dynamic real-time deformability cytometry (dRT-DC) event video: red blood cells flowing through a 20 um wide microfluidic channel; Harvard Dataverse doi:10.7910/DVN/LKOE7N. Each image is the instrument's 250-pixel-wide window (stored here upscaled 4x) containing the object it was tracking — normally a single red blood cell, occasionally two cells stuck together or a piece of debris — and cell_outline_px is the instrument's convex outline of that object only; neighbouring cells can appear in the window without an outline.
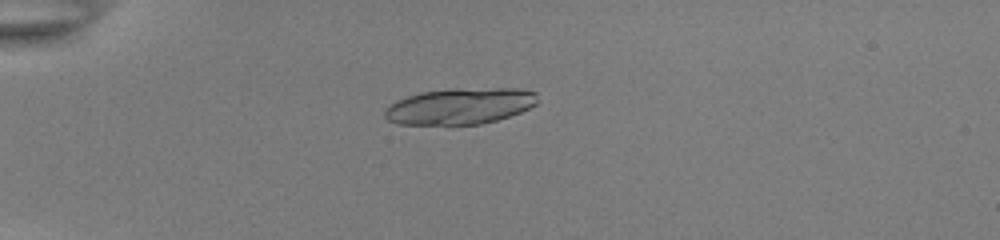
{"species": "common noctule bat (a hibernating species)", "species_latin": "Nyctalus noctula", "temperature_condition": "room temperature", "stored_images_in_passage": 54, "camera_frame_rate_fps": 3000, "um_per_image_px": 0.085, "animal": {"sex": "female", "body_mass_g": 22.0, "forearm_length_mm": 56.7}, "frame": {"image": 1, "passage_image": 16, "time_ms": 5.0, "image_size_px": [1000, 240], "cell_outline_px": [[536, 104], [520, 112], [496, 120], [480, 124], [396, 124], [388, 120], [384, 116], [384, 108], [396, 100], [420, 92], [452, 88], [520, 88], [536, 92]], "centroid_in_image_um": [39.07, 9.01], "position_along_channel_um": 45.9, "area_um2": 32.31}}